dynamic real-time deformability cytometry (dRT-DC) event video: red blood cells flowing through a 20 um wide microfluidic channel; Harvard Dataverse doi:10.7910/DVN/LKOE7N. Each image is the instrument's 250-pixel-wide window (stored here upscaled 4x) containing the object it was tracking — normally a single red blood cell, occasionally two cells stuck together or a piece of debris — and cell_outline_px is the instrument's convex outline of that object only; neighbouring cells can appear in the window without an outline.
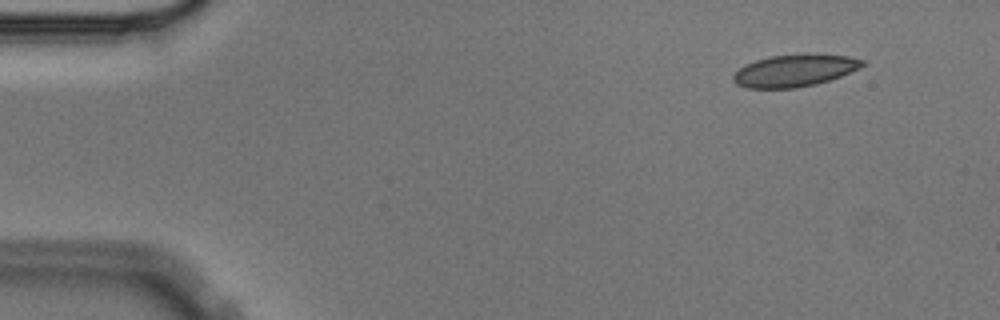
{"species": "Egyptian fruit bat (a non-hibernating species)", "species_latin": "Rousettus aegyptiacus", "temperature_condition": "cold", "stored_images_in_passage": 15, "camera_frame_rate_fps": 3000, "um_per_image_px": 0.085, "animal": {"sex": "male"}, "frame": {"image": 1, "passage_image": 5, "time_ms": 1.333, "image_size_px": [1000, 320], "cell_outline_px": [[868, 64], [860, 68], [840, 76], [816, 84], [796, 88], [748, 88], [736, 84], [732, 80], [732, 76], [744, 64], [756, 60], [772, 56], [804, 52], [816, 52], [848, 56], [864, 60]], "centroid_in_image_um": [67.58, 5.96], "position_along_channel_um": 17.4, "area_um2": 24.74}}